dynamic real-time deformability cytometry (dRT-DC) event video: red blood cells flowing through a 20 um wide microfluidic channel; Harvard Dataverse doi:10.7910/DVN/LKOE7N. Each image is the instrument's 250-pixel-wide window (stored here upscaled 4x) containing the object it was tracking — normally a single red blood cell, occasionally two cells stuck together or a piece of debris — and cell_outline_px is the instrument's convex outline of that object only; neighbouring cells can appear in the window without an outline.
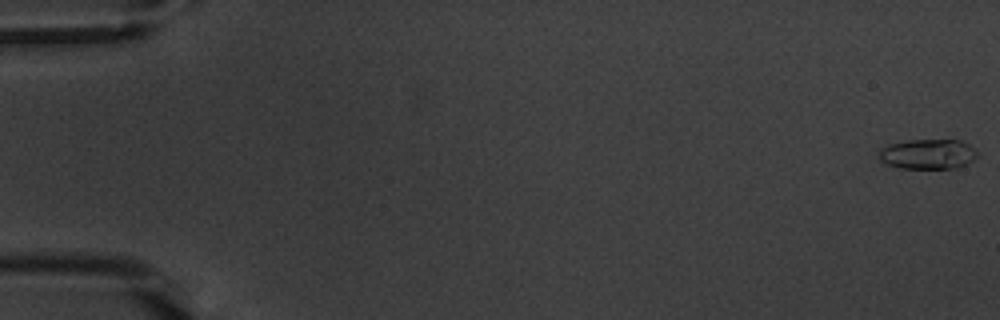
{"species": "common noctule bat (a hibernating species)", "species_latin": "Nyctalus noctula", "temperature_condition": "warm", "stored_images_in_passage": 54, "camera_frame_rate_fps": 3000, "um_per_image_px": 0.085, "animal": {"sex": "male", "body_mass_g": 20.1, "forearm_length_mm": 53.5}, "frame": {"image": 1, "passage_image": 1, "time_ms": 0.0, "image_size_px": [1000, 320], "cell_outline_px": [[976, 156], [968, 164], [956, 168], [900, 168], [888, 164], [880, 160], [880, 148], [888, 144], [908, 140], [960, 140], [968, 144], [976, 152]], "centroid_in_image_um": [78.85, 13.09], "position_along_channel_um": 6.1, "area_um2": 17.05}}
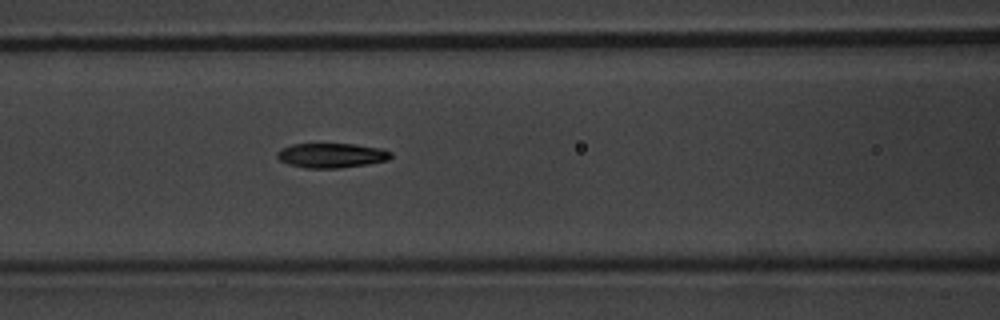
{"frame": {"image": 2, "passage_image": 24, "time_ms": 7.667, "image_size_px": [1000, 320], "cell_outline_px": [[392, 156], [388, 160], [368, 164], [340, 168], [304, 168], [288, 164], [280, 160], [276, 156], [276, 152], [280, 148], [292, 144], [356, 144], [380, 148], [392, 152]], "centroid_in_image_um": [28.16, 13.21], "position_along_channel_um": 138.4, "area_um2": 16.47}}
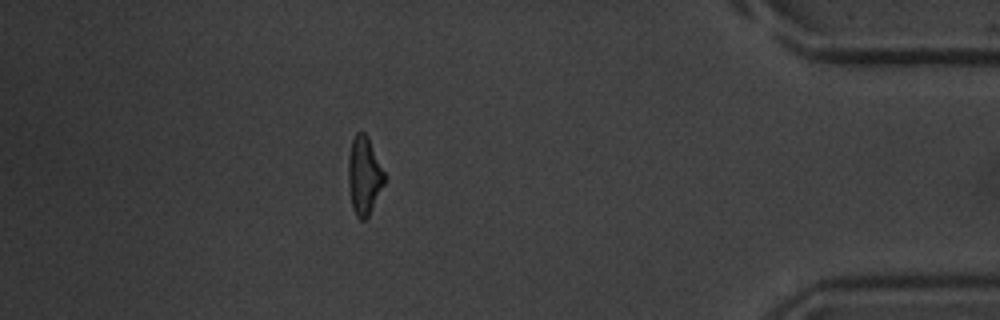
{"frame": {"image": 3, "passage_image": 48, "time_ms": 15.667, "image_size_px": [1000, 320], "cell_outline_px": [[388, 176], [368, 216], [364, 220], [360, 220], [356, 216], [352, 208], [348, 188], [348, 156], [352, 140], [356, 132], [364, 132], [368, 136]], "centroid_in_image_um": [30.96, 14.9], "position_along_channel_um": 404.2, "area_um2": 16.88}, "authors_computed_cell_mechanics": {"area_um2": 16.5886, "velocity_mm_per_s": 3.8401, "shape_relaxation_time_tau1_ms": 3.9141, "shape_relaxation_time_tau2_ms": 2.0396, "deformation_change_tau1": 0.1525, "deformation_change_tau2": 0.0919}}